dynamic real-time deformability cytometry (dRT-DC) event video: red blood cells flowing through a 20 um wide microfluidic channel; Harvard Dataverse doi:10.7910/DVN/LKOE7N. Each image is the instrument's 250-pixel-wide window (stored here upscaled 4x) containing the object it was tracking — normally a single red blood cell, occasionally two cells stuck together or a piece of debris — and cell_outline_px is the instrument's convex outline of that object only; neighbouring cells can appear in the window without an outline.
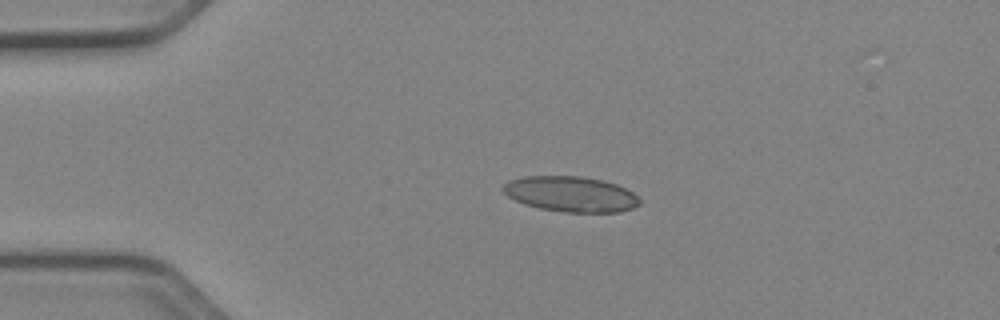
{"species": "Egyptian fruit bat (a non-hibernating species)", "species_latin": "Rousettus aegyptiacus", "temperature_condition": "cold", "stored_images_in_passage": 41, "camera_frame_rate_fps": 3000, "um_per_image_px": 0.085, "animal": {"sex": "female"}, "frame": {"image": 1, "passage_image": 1, "time_ms": 0.0, "image_size_px": [1000, 320], "cell_outline_px": [[640, 204], [632, 208], [620, 212], [564, 212], [540, 208], [524, 204], [508, 196], [500, 188], [508, 180], [524, 176], [580, 176], [604, 180], [616, 184], [632, 192], [640, 200]], "centroid_in_image_um": [48.5, 16.49], "position_along_channel_um": 36.5, "area_um2": 28.21}}
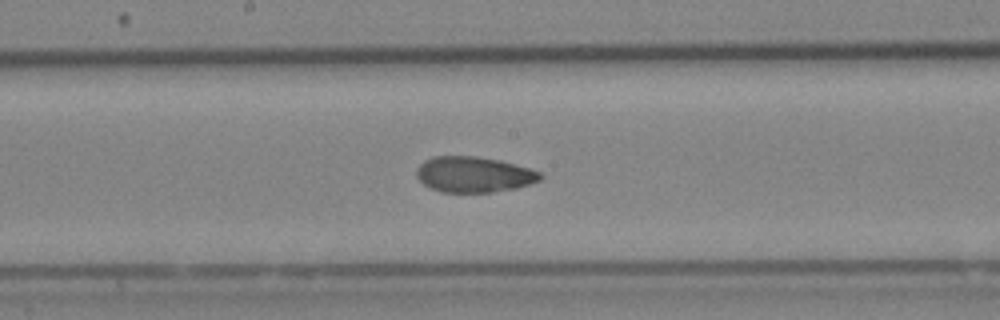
{"frame": {"image": 2, "passage_image": 17, "time_ms": 5.333, "image_size_px": [1000, 320], "cell_outline_px": [[544, 176], [540, 180], [516, 188], [492, 192], [440, 192], [424, 184], [416, 176], [416, 168], [424, 160], [432, 156], [476, 156], [500, 160], [528, 168], [540, 172]], "centroid_in_image_um": [40.25, 14.82], "position_along_channel_um": 207.9, "area_um2": 25.72}}
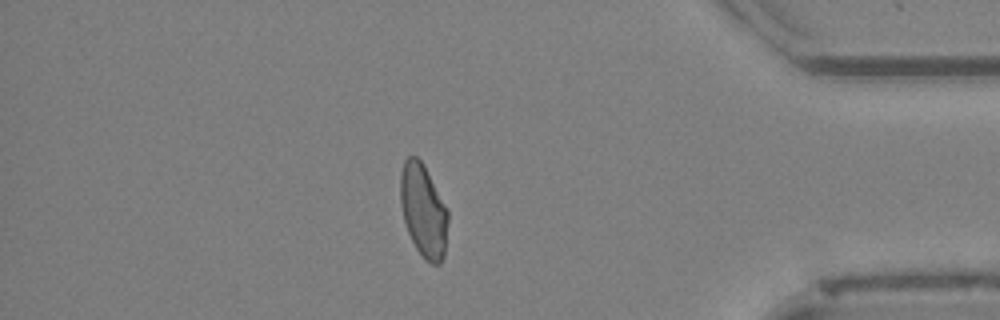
{"frame": {"image": 3, "passage_image": 34, "time_ms": 11.0, "image_size_px": [1000, 320], "cell_outline_px": [[448, 220], [444, 256], [440, 264], [432, 264], [416, 248], [408, 232], [404, 220], [400, 200], [400, 176], [404, 160], [408, 156], [416, 156], [424, 164], [448, 208]], "centroid_in_image_um": [36.0, 17.86], "position_along_channel_um": 399.2, "area_um2": 25.78}, "authors_computed_cell_mechanics": {"area_um2": 26.0678, "velocity_mm_per_s": 3.9567, "shape_relaxation_time_tau1_ms": null, "shape_relaxation_time_tau2_ms": 2.4152, "deformation_change_tau1": null, "deformation_change_tau2": 0.0686}}